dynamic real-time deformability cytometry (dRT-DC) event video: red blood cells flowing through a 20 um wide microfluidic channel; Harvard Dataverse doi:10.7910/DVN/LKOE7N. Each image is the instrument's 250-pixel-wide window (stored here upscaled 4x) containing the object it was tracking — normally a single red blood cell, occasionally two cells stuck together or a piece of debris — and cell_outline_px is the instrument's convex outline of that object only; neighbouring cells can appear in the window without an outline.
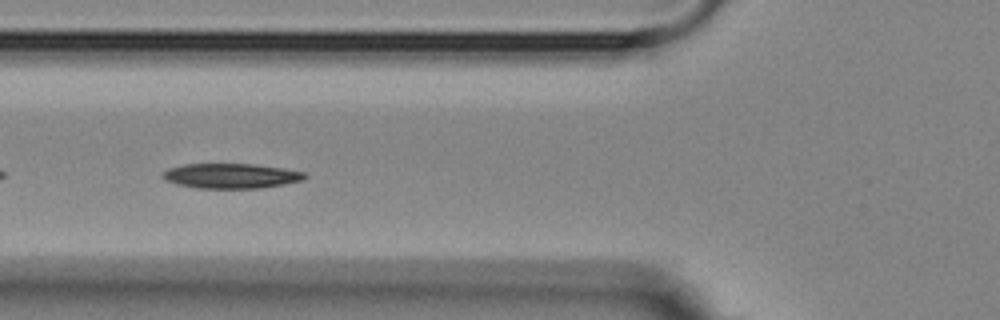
{"species": "Egyptian fruit bat (a non-hibernating species)", "species_latin": "Rousettus aegyptiacus", "temperature_condition": "room temperature", "stored_images_in_passage": 7, "camera_frame_rate_fps": 3000, "um_per_image_px": 0.085, "animal": {"sex": "female"}, "frame": {"image": 1, "passage_image": 6, "time_ms": 5.667, "image_size_px": [1000, 320], "cell_outline_px": [[308, 176], [304, 180], [284, 184], [260, 188], [196, 188], [164, 180], [160, 176], [168, 168], [184, 164], [252, 164], [284, 168], [304, 172]], "centroid_in_image_um": [19.65, 14.95], "position_along_channel_um": 106.1, "area_um2": 20.63}}
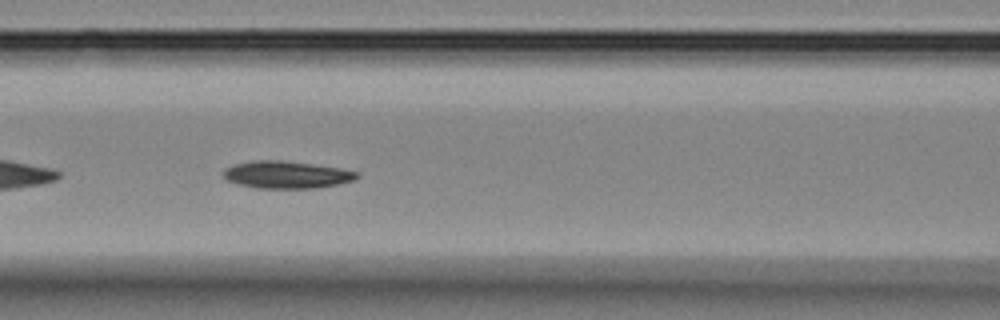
{"frame": {"image": 2, "passage_image": 7, "time_ms": 6.667, "image_size_px": [1000, 320], "cell_outline_px": [[360, 176], [356, 180], [336, 184], [312, 188], [256, 188], [240, 184], [228, 180], [224, 176], [224, 168], [232, 164], [252, 160], [280, 160], [312, 164], [340, 168], [360, 172]], "centroid_in_image_um": [24.37, 14.84], "position_along_channel_um": 142.2, "area_um2": 21.21}}